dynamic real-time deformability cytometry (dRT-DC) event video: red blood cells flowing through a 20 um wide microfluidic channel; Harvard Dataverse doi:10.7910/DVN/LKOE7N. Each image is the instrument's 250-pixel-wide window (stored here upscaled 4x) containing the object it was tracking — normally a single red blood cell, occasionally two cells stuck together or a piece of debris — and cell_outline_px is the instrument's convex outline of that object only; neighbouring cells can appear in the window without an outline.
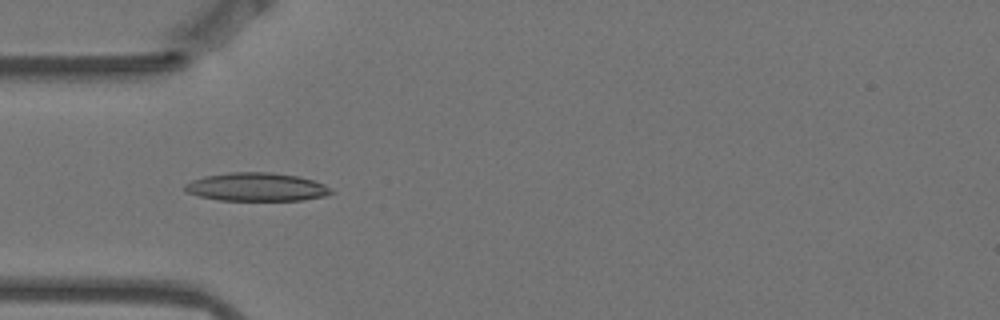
{"species": "Egyptian fruit bat (a non-hibernating species)", "species_latin": "Rousettus aegyptiacus", "temperature_condition": "warm", "stored_images_in_passage": 6, "camera_frame_rate_fps": 3000, "um_per_image_px": 0.085, "animal": {"sex": "female"}, "frame": {"image": 1, "passage_image": 5, "time_ms": 1.333, "image_size_px": [1000, 320], "cell_outline_px": [[336, 192], [324, 196], [300, 200], [220, 200], [200, 196], [184, 192], [184, 184], [192, 180], [204, 176], [228, 172], [272, 172], [296, 176], [312, 180], [324, 184], [332, 188]], "centroid_in_image_um": [21.79, 15.89], "position_along_channel_um": 63.2, "area_um2": 24.22}}
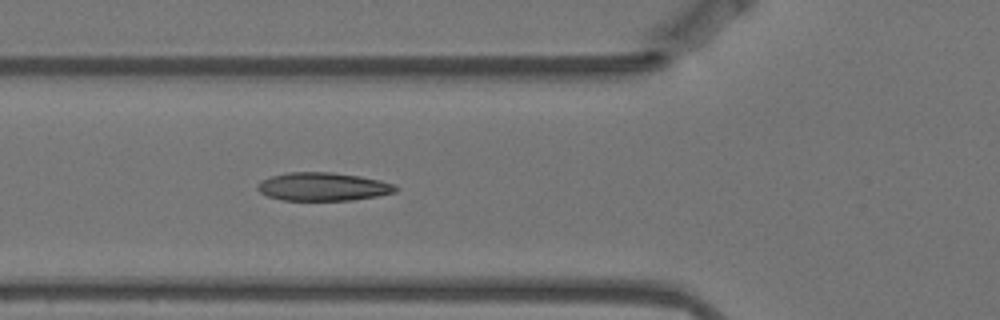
{"frame": {"image": 2, "passage_image": 6, "time_ms": 1.667, "image_size_px": [1000, 320], "cell_outline_px": [[400, 188], [396, 192], [376, 196], [352, 200], [284, 200], [268, 196], [260, 192], [256, 188], [256, 184], [260, 180], [272, 176], [288, 172], [332, 172], [360, 176], [380, 180], [392, 184]], "centroid_in_image_um": [27.44, 15.86], "position_along_channel_um": 98.4, "area_um2": 22.77}}